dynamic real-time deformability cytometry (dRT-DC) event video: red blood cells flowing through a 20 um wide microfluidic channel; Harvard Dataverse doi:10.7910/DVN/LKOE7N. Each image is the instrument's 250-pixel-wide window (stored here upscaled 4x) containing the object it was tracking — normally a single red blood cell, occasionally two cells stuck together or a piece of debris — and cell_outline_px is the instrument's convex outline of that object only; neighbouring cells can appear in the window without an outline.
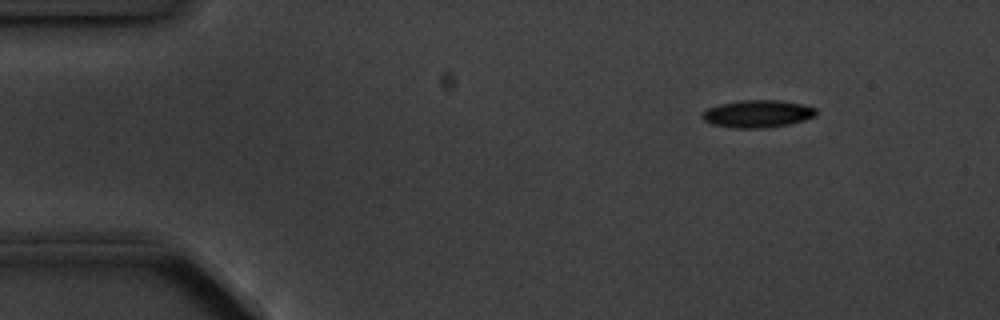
{"species": "common noctule bat (a hibernating species)", "species_latin": "Nyctalus noctula", "temperature_condition": "cold", "stored_images_in_passage": 9, "camera_frame_rate_fps": 3000, "um_per_image_px": 0.085, "animal": {"sex": "male", "body_mass_g": 20.1, "forearm_length_mm": 53.5}, "frame": {"image": 1, "passage_image": 1, "time_ms": 0.0, "image_size_px": [1000, 320], "cell_outline_px": [[816, 116], [804, 120], [788, 124], [764, 128], [732, 128], [712, 124], [704, 120], [700, 116], [708, 108], [720, 104], [740, 100], [776, 100], [804, 104], [816, 108]], "centroid_in_image_um": [64.4, 9.67], "position_along_channel_um": 20.6, "area_um2": 18.21}}
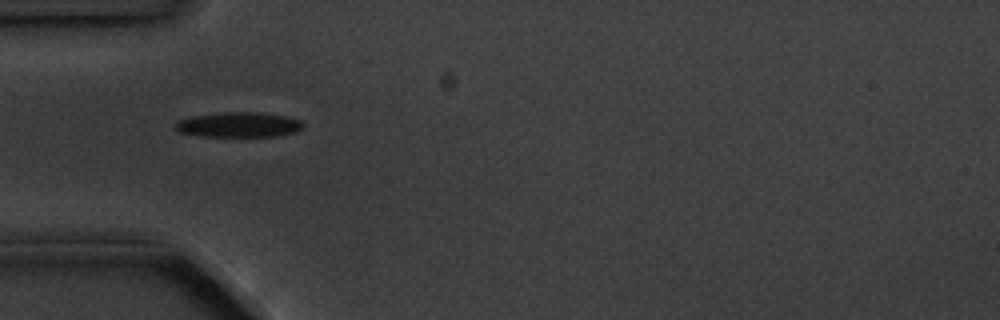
{"frame": {"image": 2, "passage_image": 4, "time_ms": 3.333, "image_size_px": [1000, 320], "cell_outline_px": [[304, 128], [296, 132], [280, 136], [200, 136], [180, 132], [172, 128], [172, 124], [180, 120], [192, 116], [228, 112], [260, 112], [284, 116], [300, 120], [304, 124]], "centroid_in_image_um": [20.29, 10.61], "position_along_channel_um": 64.7, "area_um2": 18.73}}